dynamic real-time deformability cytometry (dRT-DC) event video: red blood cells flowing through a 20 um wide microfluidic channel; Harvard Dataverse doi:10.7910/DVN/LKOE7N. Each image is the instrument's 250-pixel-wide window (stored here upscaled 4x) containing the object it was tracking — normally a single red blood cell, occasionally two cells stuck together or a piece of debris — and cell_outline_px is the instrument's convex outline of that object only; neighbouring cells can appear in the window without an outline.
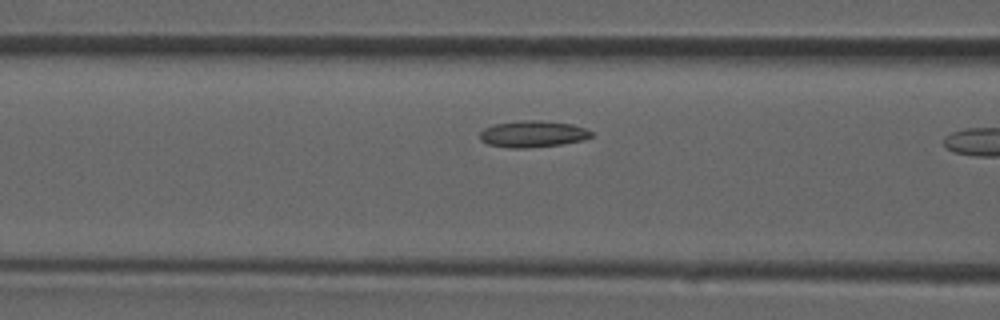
{"species": "common noctule bat (a hibernating species)", "species_latin": "Nyctalus noctula", "temperature_condition": "room temperature", "stored_images_in_passage": 9, "camera_frame_rate_fps": 3000, "um_per_image_px": 0.085, "animal": {"sex": "male", "forearm_length_mm": 52.5}, "frame": {"image": 1, "passage_image": 8, "time_ms": 2.333, "image_size_px": [1000, 320], "cell_outline_px": [[592, 136], [584, 140], [560, 144], [528, 148], [508, 148], [488, 144], [480, 140], [480, 132], [484, 128], [492, 124], [524, 120], [536, 120], [572, 124], [584, 128], [592, 132]], "centroid_in_image_um": [45.25, 11.39], "position_along_channel_um": 121.3, "area_um2": 17.22}}